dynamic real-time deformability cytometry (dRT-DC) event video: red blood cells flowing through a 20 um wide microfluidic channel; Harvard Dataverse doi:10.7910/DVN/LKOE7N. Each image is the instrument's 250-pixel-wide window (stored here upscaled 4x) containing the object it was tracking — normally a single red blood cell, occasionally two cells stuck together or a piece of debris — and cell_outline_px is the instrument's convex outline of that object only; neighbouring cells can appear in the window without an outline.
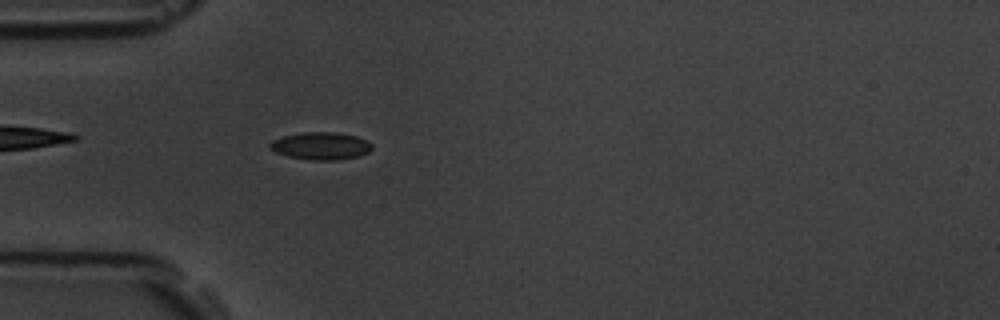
{"species": "common noctule bat (a hibernating species)", "species_latin": "Nyctalus noctula", "temperature_condition": "room temperature", "stored_images_in_passage": 5, "camera_frame_rate_fps": 3000, "um_per_image_px": 0.085, "animal": {"sex": "male", "body_mass_g": 19.5, "forearm_length_mm": 54.6}, "frame": {"image": 1, "passage_image": 5, "time_ms": 4.667, "image_size_px": [1000, 320], "cell_outline_px": [[372, 148], [368, 152], [360, 156], [336, 160], [312, 160], [288, 156], [276, 152], [268, 148], [268, 144], [272, 140], [284, 136], [300, 132], [336, 132], [356, 136], [368, 140], [372, 144]], "centroid_in_image_um": [27.27, 12.4], "position_along_channel_um": 57.7, "area_um2": 16.47}}